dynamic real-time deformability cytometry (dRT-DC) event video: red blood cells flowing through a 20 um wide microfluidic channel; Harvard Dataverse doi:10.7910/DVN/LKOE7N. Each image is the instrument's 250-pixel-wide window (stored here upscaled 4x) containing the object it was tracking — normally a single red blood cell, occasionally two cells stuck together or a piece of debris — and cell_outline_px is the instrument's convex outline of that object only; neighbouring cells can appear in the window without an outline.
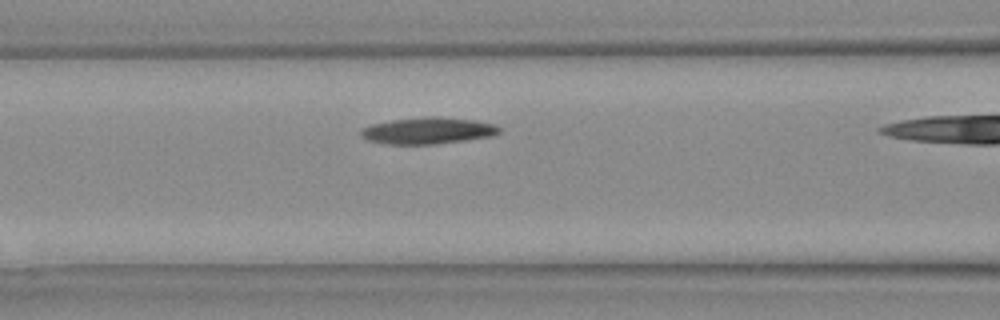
{"species": "Egyptian fruit bat (a non-hibernating species)", "species_latin": "Rousettus aegyptiacus", "temperature_condition": "warm", "stored_images_in_passage": 14, "camera_frame_rate_fps": 3000, "um_per_image_px": 0.085, "animal": {"sex": "female"}, "frame": {"image": 1, "passage_image": 5, "time_ms": 1.333, "image_size_px": [1000, 320], "cell_outline_px": [[500, 132], [492, 136], [436, 144], [384, 144], [368, 140], [360, 136], [360, 132], [364, 128], [372, 124], [392, 120], [424, 116], [436, 116], [472, 120], [492, 124], [500, 128]], "centroid_in_image_um": [36.34, 11.11], "position_along_channel_um": 130.3, "area_um2": 21.27}}